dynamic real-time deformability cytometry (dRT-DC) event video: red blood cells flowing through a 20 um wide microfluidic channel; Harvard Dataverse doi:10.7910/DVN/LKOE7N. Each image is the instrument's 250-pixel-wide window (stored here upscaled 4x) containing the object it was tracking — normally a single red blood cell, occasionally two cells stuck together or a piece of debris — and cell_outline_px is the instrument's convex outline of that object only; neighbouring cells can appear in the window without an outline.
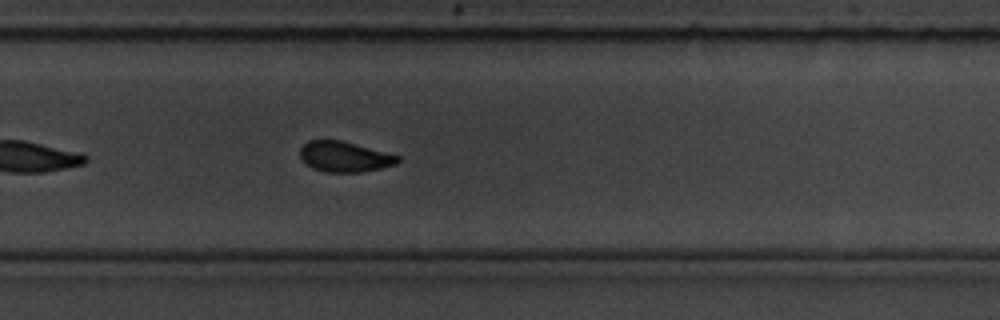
{"species": "common noctule bat (a hibernating species)", "species_latin": "Nyctalus noctula", "temperature_condition": "room temperature", "stored_images_in_passage": 24, "camera_frame_rate_fps": 3000, "um_per_image_px": 0.085, "animal": {"sex": "male", "body_mass_g": 19.5, "forearm_length_mm": 54.6}, "frame": {"image": 1, "passage_image": 21, "time_ms": 6.667, "image_size_px": [1000, 320], "cell_outline_px": [[400, 160], [396, 164], [364, 172], [328, 172], [312, 168], [304, 164], [300, 156], [300, 148], [308, 140], [340, 140], [356, 144], [400, 156]], "centroid_in_image_um": [29.26, 13.32], "position_along_channel_um": 300.5, "area_um2": 17.34}}